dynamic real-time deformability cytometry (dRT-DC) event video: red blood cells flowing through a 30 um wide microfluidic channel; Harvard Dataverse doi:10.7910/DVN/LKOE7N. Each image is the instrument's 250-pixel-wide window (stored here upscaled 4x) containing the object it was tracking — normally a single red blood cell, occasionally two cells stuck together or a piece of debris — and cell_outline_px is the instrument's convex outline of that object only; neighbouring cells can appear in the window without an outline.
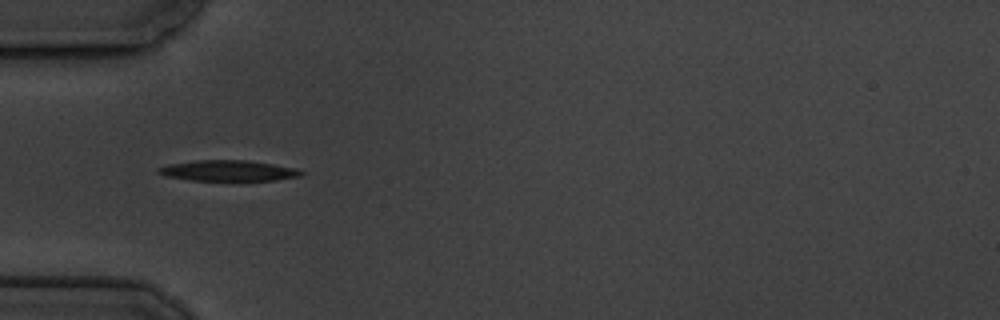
{"species": "common noctule bat (a hibernating species)", "species_latin": "Nyctalus noctula", "temperature_condition": "cold", "stored_images_in_passage": 10, "camera_frame_rate_fps": 3000, "um_per_image_px": 0.085, "animal": {"sex": "male", "body_mass_g": 19.5, "forearm_length_mm": 54.6}, "frame": {"image": 1, "passage_image": 5, "time_ms": 4.333, "image_size_px": [1000, 320], "cell_outline_px": [[304, 172], [300, 176], [276, 180], [192, 180], [164, 176], [156, 172], [156, 168], [168, 164], [196, 160], [252, 160], [296, 168]], "centroid_in_image_um": [19.38, 14.49], "position_along_channel_um": 65.6, "area_um2": 17.34}}
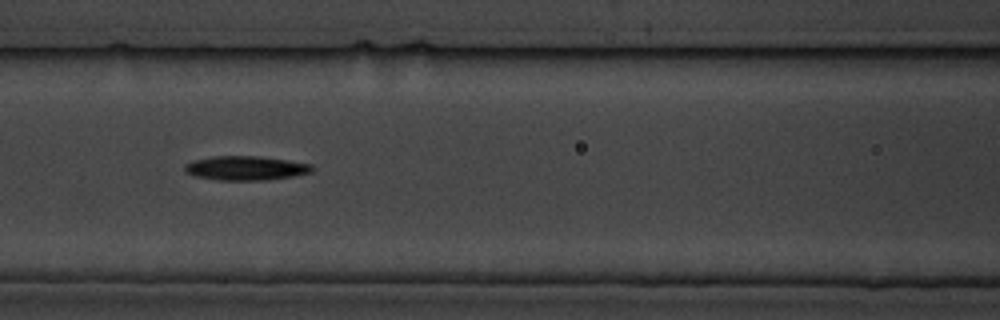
{"frame": {"image": 2, "passage_image": 7, "time_ms": 6.667, "image_size_px": [1000, 320], "cell_outline_px": [[316, 168], [312, 172], [292, 176], [264, 180], [216, 180], [196, 176], [184, 172], [184, 164], [192, 160], [212, 156], [260, 156], [288, 160], [312, 164]], "centroid_in_image_um": [20.88, 14.28], "position_along_channel_um": 145.7, "area_um2": 18.15}}
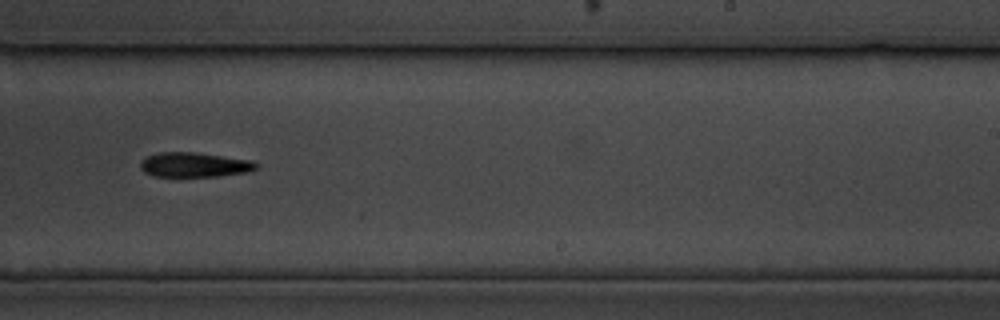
{"frame": {"image": 3, "passage_image": 10, "time_ms": 10.333, "image_size_px": [1000, 320], "cell_outline_px": [[260, 164], [256, 168], [248, 172], [220, 176], [152, 176], [144, 172], [140, 168], [140, 160], [148, 156], [160, 152], [196, 152], [252, 160]], "centroid_in_image_um": [16.53, 14.0], "position_along_channel_um": 272.5, "area_um2": 16.76}}